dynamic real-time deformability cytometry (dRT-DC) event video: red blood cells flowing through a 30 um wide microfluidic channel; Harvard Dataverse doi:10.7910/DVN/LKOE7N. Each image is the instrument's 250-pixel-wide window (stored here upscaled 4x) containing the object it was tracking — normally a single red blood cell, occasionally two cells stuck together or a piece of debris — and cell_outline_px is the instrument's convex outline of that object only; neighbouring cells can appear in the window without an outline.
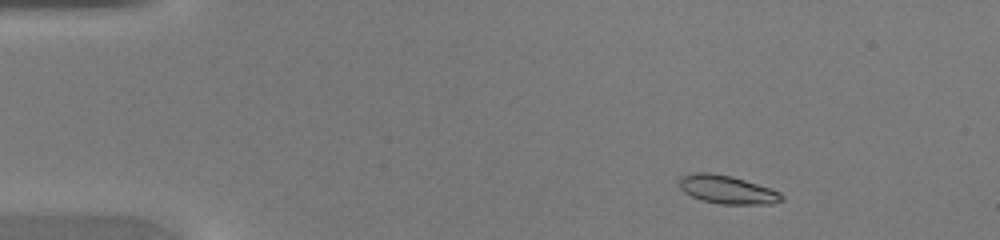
{"species": "common noctule bat (a hibernating species)", "species_latin": "Nyctalus noctula", "temperature_condition": "warm", "stored_images_in_passage": 42, "camera_frame_rate_fps": 3000, "um_per_image_px": 0.085, "animal": {"sex": "female", "body_mass_g": 20.0, "forearm_length_mm": 54.0}, "frame": {"image": 1, "passage_image": 3, "time_ms": 0.667, "image_size_px": [1000, 240], "cell_outline_px": [[784, 200], [772, 204], [720, 204], [700, 200], [684, 192], [676, 184], [680, 176], [692, 172], [712, 172], [732, 176], [772, 188], [780, 192], [784, 196]], "centroid_in_image_um": [61.79, 16.1], "position_along_channel_um": 23.2, "area_um2": 17.4}}
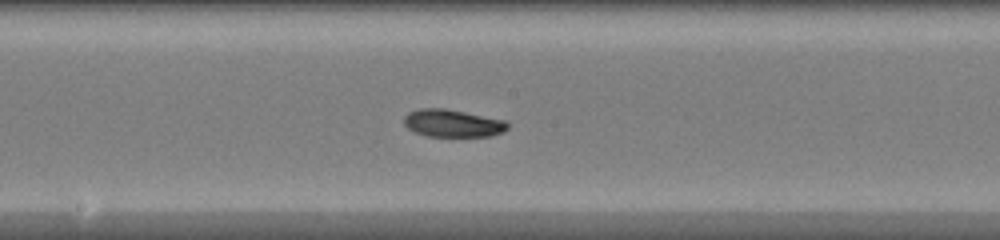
{"frame": {"image": 2, "passage_image": 21, "time_ms": 6.667, "image_size_px": [1000, 240], "cell_outline_px": [[508, 128], [504, 132], [492, 136], [424, 136], [408, 128], [404, 124], [404, 116], [408, 112], [420, 108], [444, 108], [504, 120], [508, 124]], "centroid_in_image_um": [38.46, 10.48], "position_along_channel_um": 209.7, "area_um2": 16.59}}
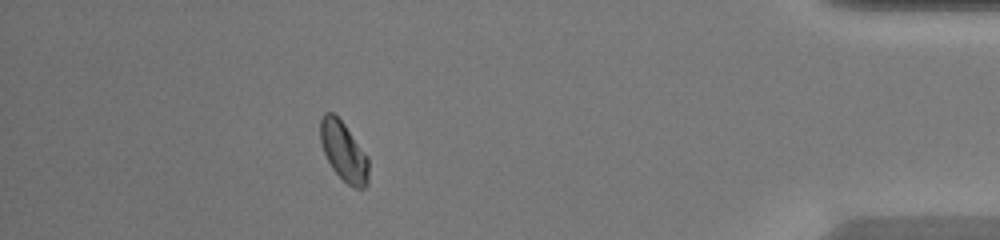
{"frame": {"image": 3, "passage_image": 37, "time_ms": 12.0, "image_size_px": [1000, 240], "cell_outline_px": [[368, 184], [364, 188], [352, 188], [332, 168], [324, 152], [320, 140], [320, 120], [324, 112], [332, 112], [344, 124], [368, 156]], "centroid_in_image_um": [29.21, 12.88], "position_along_channel_um": 406.0, "area_um2": 16.53}}